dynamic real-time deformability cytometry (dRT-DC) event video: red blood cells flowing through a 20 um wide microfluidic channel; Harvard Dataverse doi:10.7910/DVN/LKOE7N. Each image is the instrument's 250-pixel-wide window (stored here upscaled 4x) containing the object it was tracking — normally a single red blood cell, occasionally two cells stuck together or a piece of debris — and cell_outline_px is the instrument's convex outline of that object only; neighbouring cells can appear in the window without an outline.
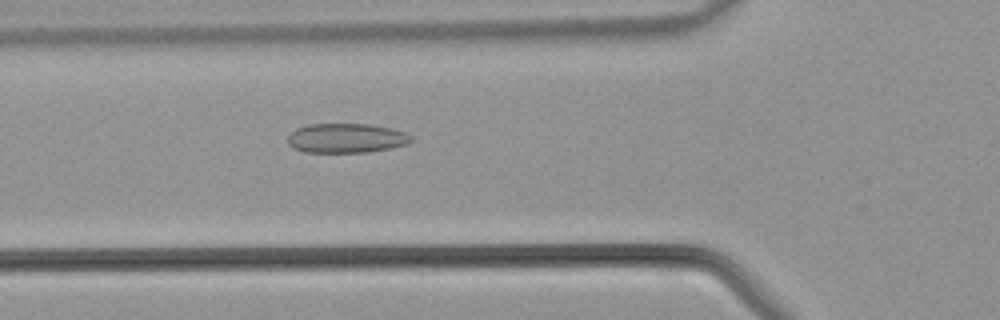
{"species": "common noctule bat (a hibernating species)", "species_latin": "Nyctalus noctula", "temperature_condition": "warm", "stored_images_in_passage": 41, "camera_frame_rate_fps": 3000, "um_per_image_px": 0.085, "animal": {"sex": "male", "body_mass_g": 21.5, "forearm_length_mm": 52.0}, "frame": {"image": 1, "passage_image": 14, "time_ms": 4.333, "image_size_px": [1000, 320], "cell_outline_px": [[412, 140], [408, 144], [368, 152], [304, 152], [288, 144], [288, 136], [296, 128], [308, 124], [368, 124], [392, 128], [404, 132], [412, 136]], "centroid_in_image_um": [29.44, 11.73], "position_along_channel_um": 96.4, "area_um2": 21.1}}
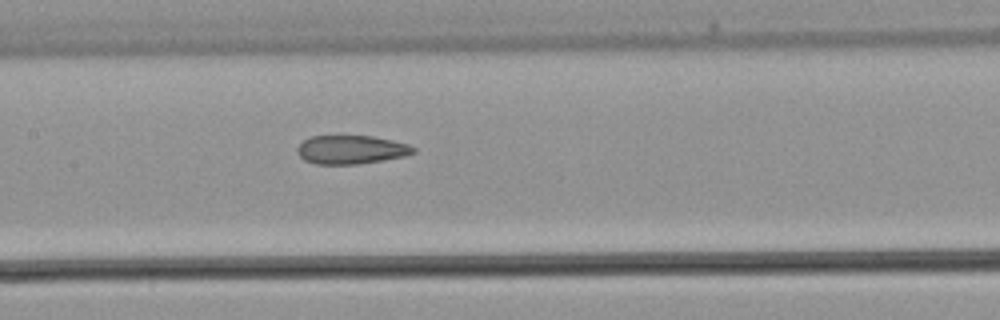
{"frame": {"image": 2, "passage_image": 19, "time_ms": 6.0, "image_size_px": [1000, 320], "cell_outline_px": [[416, 152], [404, 156], [356, 164], [316, 164], [304, 160], [296, 152], [296, 148], [304, 140], [312, 136], [372, 136], [392, 140], [408, 144], [416, 148]], "centroid_in_image_um": [29.83, 12.72], "position_along_channel_um": 177.6, "area_um2": 19.25}}
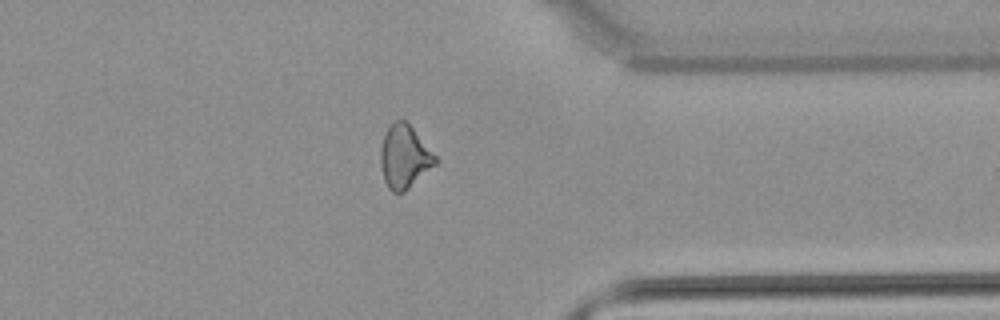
{"frame": {"image": 3, "passage_image": 32, "time_ms": 10.333, "image_size_px": [1000, 320], "cell_outline_px": [[436, 164], [404, 192], [392, 192], [388, 188], [384, 180], [380, 164], [380, 152], [384, 136], [388, 128], [396, 120], [408, 120], [436, 156]], "centroid_in_image_um": [34.37, 13.31], "position_along_channel_um": 377.0, "area_um2": 20.11}}